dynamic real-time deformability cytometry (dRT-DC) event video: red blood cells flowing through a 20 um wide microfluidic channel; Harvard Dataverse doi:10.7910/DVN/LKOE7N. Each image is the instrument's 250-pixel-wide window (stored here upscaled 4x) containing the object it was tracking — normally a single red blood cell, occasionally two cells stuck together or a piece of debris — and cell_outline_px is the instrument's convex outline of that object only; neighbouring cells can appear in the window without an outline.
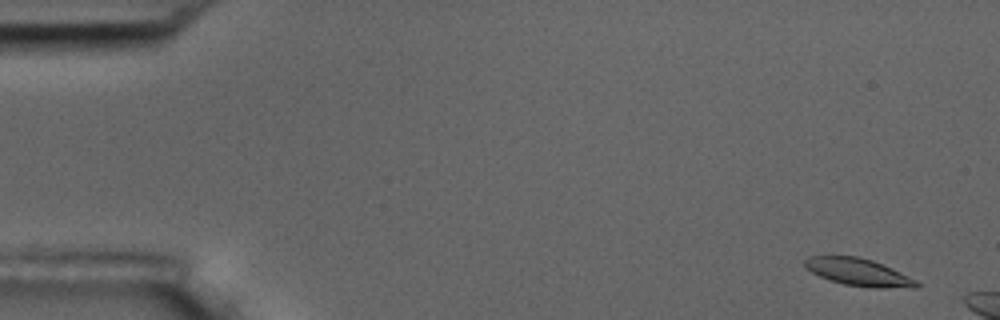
{"species": "common noctule bat (a hibernating species)", "species_latin": "Nyctalus noctula", "temperature_condition": "room temperature", "stored_images_in_passage": 6, "camera_frame_rate_fps": 3000, "um_per_image_px": 0.085, "animal": {"sex": "male", "body_mass_g": 17.5, "forearm_length_mm": 52.3}, "frame": {"image": 1, "passage_image": 6, "time_ms": 6.0, "image_size_px": [1000, 320], "cell_outline_px": [[920, 284], [916, 288], [872, 288], [844, 284], [820, 276], [812, 272], [804, 264], [804, 260], [808, 256], [860, 256], [872, 260], [892, 268], [916, 280]], "centroid_in_image_um": [73.0, 23.13], "position_along_channel_um": 12.0, "area_um2": 17.74}}